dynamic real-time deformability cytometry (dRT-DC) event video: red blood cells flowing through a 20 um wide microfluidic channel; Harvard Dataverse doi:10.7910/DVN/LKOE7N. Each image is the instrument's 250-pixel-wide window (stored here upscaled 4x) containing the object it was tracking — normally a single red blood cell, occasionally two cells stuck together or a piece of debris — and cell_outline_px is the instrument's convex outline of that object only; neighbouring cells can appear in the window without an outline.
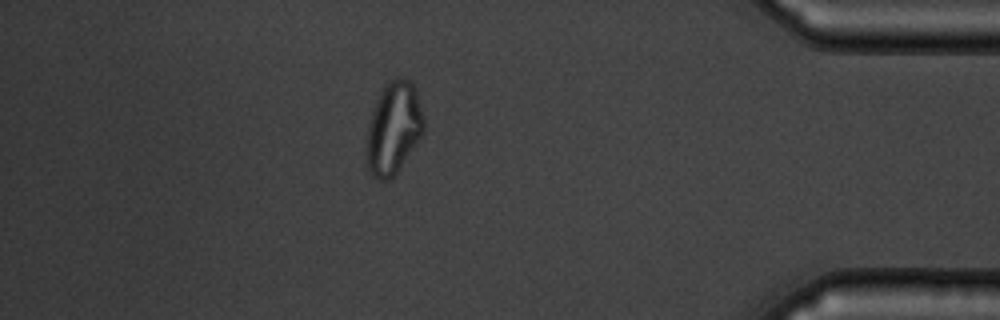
{"species": "common noctule bat (a hibernating species)", "species_latin": "Nyctalus noctula", "temperature_condition": "warm", "stored_images_in_passage": 42, "camera_frame_rate_fps": 3000, "um_per_image_px": 0.085, "animal": {"sex": "male", "body_mass_g": 19.5, "forearm_length_mm": 54.6}, "frame": {"image": 1, "passage_image": 36, "time_ms": 11.667, "image_size_px": [1000, 320], "cell_outline_px": [[424, 132], [392, 180], [380, 180], [372, 176], [368, 168], [364, 152], [368, 124], [372, 108], [384, 84], [388, 80], [396, 76], [400, 76], [408, 80], [412, 84], [416, 92], [424, 116]], "centroid_in_image_um": [33.42, 10.9], "position_along_channel_um": 401.8, "area_um2": 31.39}, "authors_computed_cell_mechanics": {"area_um2": 29.9404, "velocity_mm_per_s": 3.7965, "shape_relaxation_time_tau1_ms": 6.5673, "shape_relaxation_time_tau2_ms": 1.4338, "deformation_change_tau1": 0.1413, "deformation_change_tau2": 0.0681}}